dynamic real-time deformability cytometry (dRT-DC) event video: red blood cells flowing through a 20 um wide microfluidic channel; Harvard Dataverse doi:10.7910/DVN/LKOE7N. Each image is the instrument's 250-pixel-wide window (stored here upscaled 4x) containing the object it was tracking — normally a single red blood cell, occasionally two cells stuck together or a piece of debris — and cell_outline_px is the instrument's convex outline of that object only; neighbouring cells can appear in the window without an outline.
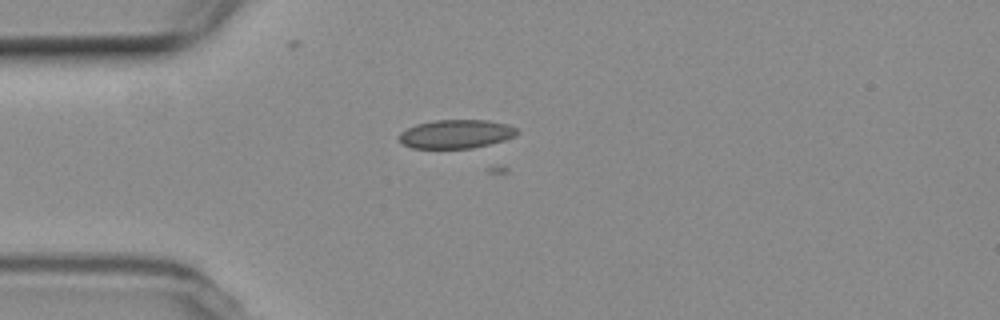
{"species": "common noctule bat (a hibernating species)", "species_latin": "Nyctalus noctula", "temperature_condition": "room temperature", "stored_images_in_passage": 5, "camera_frame_rate_fps": 3000, "um_per_image_px": 0.085, "animal": {"sex": "female", "body_mass_g": 19.3, "forearm_length_mm": 54.1}, "frame": {"image": 1, "passage_image": 5, "time_ms": 5.333, "image_size_px": [1000, 320], "cell_outline_px": [[520, 132], [516, 136], [504, 140], [472, 148], [412, 148], [404, 144], [396, 136], [400, 132], [416, 124], [436, 120], [488, 120], [508, 124], [516, 128]], "centroid_in_image_um": [38.77, 11.38], "position_along_channel_um": 46.2, "area_um2": 19.77}}